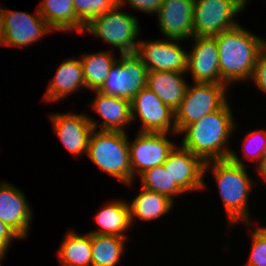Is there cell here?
I'll list each match as a JSON object with an SVG mask.
<instances>
[{
	"mask_svg": "<svg viewBox=\"0 0 266 266\" xmlns=\"http://www.w3.org/2000/svg\"><path fill=\"white\" fill-rule=\"evenodd\" d=\"M168 133L139 132L133 143L129 144L132 167V183L135 174L161 166L176 144L168 140Z\"/></svg>",
	"mask_w": 266,
	"mask_h": 266,
	"instance_id": "10",
	"label": "cell"
},
{
	"mask_svg": "<svg viewBox=\"0 0 266 266\" xmlns=\"http://www.w3.org/2000/svg\"><path fill=\"white\" fill-rule=\"evenodd\" d=\"M111 53V51L107 50V52L101 51L81 56L80 60L86 89L95 91L102 87L107 79L110 68L118 60Z\"/></svg>",
	"mask_w": 266,
	"mask_h": 266,
	"instance_id": "25",
	"label": "cell"
},
{
	"mask_svg": "<svg viewBox=\"0 0 266 266\" xmlns=\"http://www.w3.org/2000/svg\"><path fill=\"white\" fill-rule=\"evenodd\" d=\"M36 11L32 16L26 12L5 9L4 45L25 47L53 32L38 8Z\"/></svg>",
	"mask_w": 266,
	"mask_h": 266,
	"instance_id": "13",
	"label": "cell"
},
{
	"mask_svg": "<svg viewBox=\"0 0 266 266\" xmlns=\"http://www.w3.org/2000/svg\"><path fill=\"white\" fill-rule=\"evenodd\" d=\"M102 208L95 215L99 229L89 233L126 237L127 234L125 235L124 231L132 226L128 203L112 200Z\"/></svg>",
	"mask_w": 266,
	"mask_h": 266,
	"instance_id": "22",
	"label": "cell"
},
{
	"mask_svg": "<svg viewBox=\"0 0 266 266\" xmlns=\"http://www.w3.org/2000/svg\"><path fill=\"white\" fill-rule=\"evenodd\" d=\"M117 4L105 14L93 18L83 32L89 31L100 37L113 47L119 48L121 54L136 53L139 41L140 27L135 16L127 12H119Z\"/></svg>",
	"mask_w": 266,
	"mask_h": 266,
	"instance_id": "5",
	"label": "cell"
},
{
	"mask_svg": "<svg viewBox=\"0 0 266 266\" xmlns=\"http://www.w3.org/2000/svg\"><path fill=\"white\" fill-rule=\"evenodd\" d=\"M5 9L0 7V45H4Z\"/></svg>",
	"mask_w": 266,
	"mask_h": 266,
	"instance_id": "34",
	"label": "cell"
},
{
	"mask_svg": "<svg viewBox=\"0 0 266 266\" xmlns=\"http://www.w3.org/2000/svg\"><path fill=\"white\" fill-rule=\"evenodd\" d=\"M86 88L81 60L65 59L58 67L54 78L48 84L44 101L56 102L80 88Z\"/></svg>",
	"mask_w": 266,
	"mask_h": 266,
	"instance_id": "20",
	"label": "cell"
},
{
	"mask_svg": "<svg viewBox=\"0 0 266 266\" xmlns=\"http://www.w3.org/2000/svg\"><path fill=\"white\" fill-rule=\"evenodd\" d=\"M243 140H245V147L243 148V158L247 157V160L257 162L258 166L266 155V130L255 129L249 132Z\"/></svg>",
	"mask_w": 266,
	"mask_h": 266,
	"instance_id": "29",
	"label": "cell"
},
{
	"mask_svg": "<svg viewBox=\"0 0 266 266\" xmlns=\"http://www.w3.org/2000/svg\"><path fill=\"white\" fill-rule=\"evenodd\" d=\"M194 0H163L158 15L159 30L168 39L188 40L194 36Z\"/></svg>",
	"mask_w": 266,
	"mask_h": 266,
	"instance_id": "14",
	"label": "cell"
},
{
	"mask_svg": "<svg viewBox=\"0 0 266 266\" xmlns=\"http://www.w3.org/2000/svg\"><path fill=\"white\" fill-rule=\"evenodd\" d=\"M188 85L184 98L175 111L176 134L187 125L221 109L227 101V84L193 83Z\"/></svg>",
	"mask_w": 266,
	"mask_h": 266,
	"instance_id": "6",
	"label": "cell"
},
{
	"mask_svg": "<svg viewBox=\"0 0 266 266\" xmlns=\"http://www.w3.org/2000/svg\"><path fill=\"white\" fill-rule=\"evenodd\" d=\"M37 7L53 30L82 33L85 29L86 25L76 15L73 0H43Z\"/></svg>",
	"mask_w": 266,
	"mask_h": 266,
	"instance_id": "21",
	"label": "cell"
},
{
	"mask_svg": "<svg viewBox=\"0 0 266 266\" xmlns=\"http://www.w3.org/2000/svg\"><path fill=\"white\" fill-rule=\"evenodd\" d=\"M24 193L9 183L0 185V221L9 226L21 239L29 233L31 207Z\"/></svg>",
	"mask_w": 266,
	"mask_h": 266,
	"instance_id": "17",
	"label": "cell"
},
{
	"mask_svg": "<svg viewBox=\"0 0 266 266\" xmlns=\"http://www.w3.org/2000/svg\"><path fill=\"white\" fill-rule=\"evenodd\" d=\"M235 119L227 102L221 109L208 113L199 121L185 126L181 147L198 156L204 163L227 159L230 155L228 139L235 130Z\"/></svg>",
	"mask_w": 266,
	"mask_h": 266,
	"instance_id": "1",
	"label": "cell"
},
{
	"mask_svg": "<svg viewBox=\"0 0 266 266\" xmlns=\"http://www.w3.org/2000/svg\"><path fill=\"white\" fill-rule=\"evenodd\" d=\"M58 256L62 266H92L91 233L83 236L74 231L67 233Z\"/></svg>",
	"mask_w": 266,
	"mask_h": 266,
	"instance_id": "24",
	"label": "cell"
},
{
	"mask_svg": "<svg viewBox=\"0 0 266 266\" xmlns=\"http://www.w3.org/2000/svg\"><path fill=\"white\" fill-rule=\"evenodd\" d=\"M96 97L90 104L92 109L100 115L103 121L97 125L88 115L92 127L96 130L123 131L128 123L132 122L131 101L127 98L103 94L95 90Z\"/></svg>",
	"mask_w": 266,
	"mask_h": 266,
	"instance_id": "18",
	"label": "cell"
},
{
	"mask_svg": "<svg viewBox=\"0 0 266 266\" xmlns=\"http://www.w3.org/2000/svg\"><path fill=\"white\" fill-rule=\"evenodd\" d=\"M77 17L87 25L93 18L110 11L117 0H73Z\"/></svg>",
	"mask_w": 266,
	"mask_h": 266,
	"instance_id": "28",
	"label": "cell"
},
{
	"mask_svg": "<svg viewBox=\"0 0 266 266\" xmlns=\"http://www.w3.org/2000/svg\"><path fill=\"white\" fill-rule=\"evenodd\" d=\"M127 237L91 233L92 266H116Z\"/></svg>",
	"mask_w": 266,
	"mask_h": 266,
	"instance_id": "26",
	"label": "cell"
},
{
	"mask_svg": "<svg viewBox=\"0 0 266 266\" xmlns=\"http://www.w3.org/2000/svg\"><path fill=\"white\" fill-rule=\"evenodd\" d=\"M130 101L132 121L136 115L141 119L139 132L176 134L175 112L149 88H142Z\"/></svg>",
	"mask_w": 266,
	"mask_h": 266,
	"instance_id": "9",
	"label": "cell"
},
{
	"mask_svg": "<svg viewBox=\"0 0 266 266\" xmlns=\"http://www.w3.org/2000/svg\"><path fill=\"white\" fill-rule=\"evenodd\" d=\"M166 171H169L172 179L184 191L191 192L204 188L205 163L195 154L183 147H174L164 162Z\"/></svg>",
	"mask_w": 266,
	"mask_h": 266,
	"instance_id": "15",
	"label": "cell"
},
{
	"mask_svg": "<svg viewBox=\"0 0 266 266\" xmlns=\"http://www.w3.org/2000/svg\"><path fill=\"white\" fill-rule=\"evenodd\" d=\"M179 41L180 40L174 39L154 40L149 42L139 40L136 53L141 57L148 71H175L186 73L188 52L181 48Z\"/></svg>",
	"mask_w": 266,
	"mask_h": 266,
	"instance_id": "11",
	"label": "cell"
},
{
	"mask_svg": "<svg viewBox=\"0 0 266 266\" xmlns=\"http://www.w3.org/2000/svg\"><path fill=\"white\" fill-rule=\"evenodd\" d=\"M258 173L263 176L266 181V155L262 159L261 163L257 166Z\"/></svg>",
	"mask_w": 266,
	"mask_h": 266,
	"instance_id": "35",
	"label": "cell"
},
{
	"mask_svg": "<svg viewBox=\"0 0 266 266\" xmlns=\"http://www.w3.org/2000/svg\"><path fill=\"white\" fill-rule=\"evenodd\" d=\"M163 0H117V4L123 7L125 3H128L135 10L147 13H158Z\"/></svg>",
	"mask_w": 266,
	"mask_h": 266,
	"instance_id": "32",
	"label": "cell"
},
{
	"mask_svg": "<svg viewBox=\"0 0 266 266\" xmlns=\"http://www.w3.org/2000/svg\"><path fill=\"white\" fill-rule=\"evenodd\" d=\"M53 129L62 144L71 154L78 156L88 152V145L93 127L88 115L75 113H56L51 115Z\"/></svg>",
	"mask_w": 266,
	"mask_h": 266,
	"instance_id": "16",
	"label": "cell"
},
{
	"mask_svg": "<svg viewBox=\"0 0 266 266\" xmlns=\"http://www.w3.org/2000/svg\"><path fill=\"white\" fill-rule=\"evenodd\" d=\"M211 169L217 182L223 201L228 224L245 221L251 228V218L248 212V197L254 181L247 174V170L236 152L231 150L229 158L209 161L204 165V174ZM250 219V220H249Z\"/></svg>",
	"mask_w": 266,
	"mask_h": 266,
	"instance_id": "3",
	"label": "cell"
},
{
	"mask_svg": "<svg viewBox=\"0 0 266 266\" xmlns=\"http://www.w3.org/2000/svg\"><path fill=\"white\" fill-rule=\"evenodd\" d=\"M128 135L123 131L93 129L87 156L100 169L125 185H132Z\"/></svg>",
	"mask_w": 266,
	"mask_h": 266,
	"instance_id": "4",
	"label": "cell"
},
{
	"mask_svg": "<svg viewBox=\"0 0 266 266\" xmlns=\"http://www.w3.org/2000/svg\"><path fill=\"white\" fill-rule=\"evenodd\" d=\"M242 10L236 0H194V36L213 37L238 26L234 17Z\"/></svg>",
	"mask_w": 266,
	"mask_h": 266,
	"instance_id": "8",
	"label": "cell"
},
{
	"mask_svg": "<svg viewBox=\"0 0 266 266\" xmlns=\"http://www.w3.org/2000/svg\"><path fill=\"white\" fill-rule=\"evenodd\" d=\"M252 249L246 264L251 266H266V227H258L251 234Z\"/></svg>",
	"mask_w": 266,
	"mask_h": 266,
	"instance_id": "30",
	"label": "cell"
},
{
	"mask_svg": "<svg viewBox=\"0 0 266 266\" xmlns=\"http://www.w3.org/2000/svg\"><path fill=\"white\" fill-rule=\"evenodd\" d=\"M248 0H236L237 4L243 9L245 8Z\"/></svg>",
	"mask_w": 266,
	"mask_h": 266,
	"instance_id": "36",
	"label": "cell"
},
{
	"mask_svg": "<svg viewBox=\"0 0 266 266\" xmlns=\"http://www.w3.org/2000/svg\"><path fill=\"white\" fill-rule=\"evenodd\" d=\"M147 74L148 69L137 53L121 54L110 68L107 79L98 91L131 100L146 87Z\"/></svg>",
	"mask_w": 266,
	"mask_h": 266,
	"instance_id": "7",
	"label": "cell"
},
{
	"mask_svg": "<svg viewBox=\"0 0 266 266\" xmlns=\"http://www.w3.org/2000/svg\"><path fill=\"white\" fill-rule=\"evenodd\" d=\"M173 204L174 202L167 196L142 187L139 194L130 204L128 203L131 225H133L135 217L143 221L155 220L169 213Z\"/></svg>",
	"mask_w": 266,
	"mask_h": 266,
	"instance_id": "23",
	"label": "cell"
},
{
	"mask_svg": "<svg viewBox=\"0 0 266 266\" xmlns=\"http://www.w3.org/2000/svg\"><path fill=\"white\" fill-rule=\"evenodd\" d=\"M217 42L221 79L230 82L251 79L259 52L266 41L241 25L213 36Z\"/></svg>",
	"mask_w": 266,
	"mask_h": 266,
	"instance_id": "2",
	"label": "cell"
},
{
	"mask_svg": "<svg viewBox=\"0 0 266 266\" xmlns=\"http://www.w3.org/2000/svg\"><path fill=\"white\" fill-rule=\"evenodd\" d=\"M14 239L21 238L9 226L0 221V257L2 259Z\"/></svg>",
	"mask_w": 266,
	"mask_h": 266,
	"instance_id": "33",
	"label": "cell"
},
{
	"mask_svg": "<svg viewBox=\"0 0 266 266\" xmlns=\"http://www.w3.org/2000/svg\"><path fill=\"white\" fill-rule=\"evenodd\" d=\"M185 73L175 71H148L146 87L174 112L179 108L186 89Z\"/></svg>",
	"mask_w": 266,
	"mask_h": 266,
	"instance_id": "19",
	"label": "cell"
},
{
	"mask_svg": "<svg viewBox=\"0 0 266 266\" xmlns=\"http://www.w3.org/2000/svg\"><path fill=\"white\" fill-rule=\"evenodd\" d=\"M144 189L167 196L174 202L173 196L185 193L172 179L164 165L145 170L139 175Z\"/></svg>",
	"mask_w": 266,
	"mask_h": 266,
	"instance_id": "27",
	"label": "cell"
},
{
	"mask_svg": "<svg viewBox=\"0 0 266 266\" xmlns=\"http://www.w3.org/2000/svg\"><path fill=\"white\" fill-rule=\"evenodd\" d=\"M194 45L187 55V72L195 83L226 84L221 79L217 42L214 37L193 36Z\"/></svg>",
	"mask_w": 266,
	"mask_h": 266,
	"instance_id": "12",
	"label": "cell"
},
{
	"mask_svg": "<svg viewBox=\"0 0 266 266\" xmlns=\"http://www.w3.org/2000/svg\"><path fill=\"white\" fill-rule=\"evenodd\" d=\"M255 84L266 93V46L259 52L251 78Z\"/></svg>",
	"mask_w": 266,
	"mask_h": 266,
	"instance_id": "31",
	"label": "cell"
}]
</instances>
